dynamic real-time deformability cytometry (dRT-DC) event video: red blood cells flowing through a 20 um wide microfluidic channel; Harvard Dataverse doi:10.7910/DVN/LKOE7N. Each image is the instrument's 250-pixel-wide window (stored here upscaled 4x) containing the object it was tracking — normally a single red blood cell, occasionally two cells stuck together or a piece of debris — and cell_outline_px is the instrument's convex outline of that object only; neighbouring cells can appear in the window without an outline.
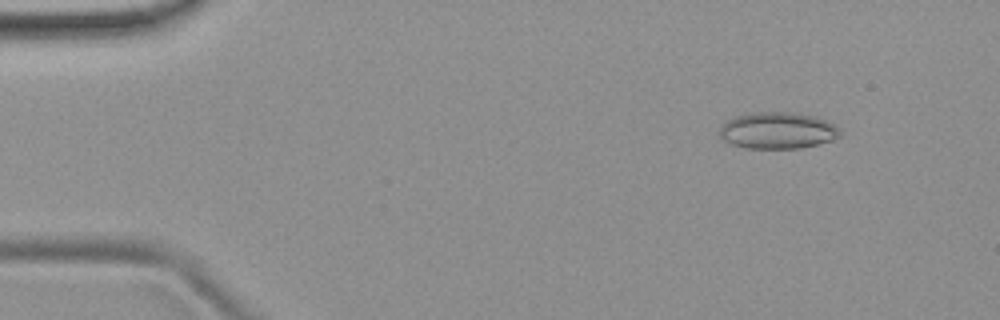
{"species": "common noctule bat (a hibernating species)", "species_latin": "Nyctalus noctula", "temperature_condition": "room temperature", "stored_images_in_passage": 5, "camera_frame_rate_fps": 3000, "um_per_image_px": 0.085, "animal": {"sex": "female", "body_mass_g": 19.9}, "frame": {"image": 1, "passage_image": 5, "time_ms": 4.667, "image_size_px": [1000, 320], "cell_outline_px": [[840, 136], [832, 140], [820, 144], [800, 148], [748, 148], [732, 144], [724, 140], [720, 136], [720, 128], [728, 120], [736, 116], [756, 112], [784, 112], [812, 116], [836, 124], [840, 132]], "centroid_in_image_um": [66.12, 11.1], "position_along_channel_um": 18.9, "area_um2": 25.37}}